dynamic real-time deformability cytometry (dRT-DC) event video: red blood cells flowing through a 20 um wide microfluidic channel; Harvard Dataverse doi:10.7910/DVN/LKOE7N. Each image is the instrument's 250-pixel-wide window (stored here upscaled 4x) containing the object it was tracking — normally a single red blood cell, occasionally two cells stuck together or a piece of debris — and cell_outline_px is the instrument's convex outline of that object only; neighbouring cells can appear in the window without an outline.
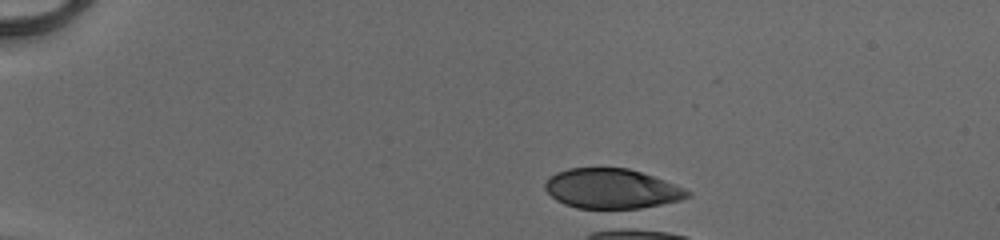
{"species": "human", "species_latin": "Homo sapiens", "temperature_condition": "cold", "stored_images_in_passage": 1, "camera_frame_rate_fps": 3000, "um_per_image_px": 0.085, "donor": {"sex": "male"}, "frame": {"image": 1, "passage_image": 1, "time_ms": 0.0, "image_size_px": [1000, 240], "cell_outline_px": [[692, 196], [680, 200], [628, 212], [620, 212], [576, 208], [564, 204], [556, 200], [544, 188], [544, 184], [556, 172], [568, 168], [628, 168], [664, 180], [684, 188], [692, 192]], "centroid_in_image_um": [52.02, 16.1], "position_along_channel_um": 33.0, "area_um2": 34.1}}